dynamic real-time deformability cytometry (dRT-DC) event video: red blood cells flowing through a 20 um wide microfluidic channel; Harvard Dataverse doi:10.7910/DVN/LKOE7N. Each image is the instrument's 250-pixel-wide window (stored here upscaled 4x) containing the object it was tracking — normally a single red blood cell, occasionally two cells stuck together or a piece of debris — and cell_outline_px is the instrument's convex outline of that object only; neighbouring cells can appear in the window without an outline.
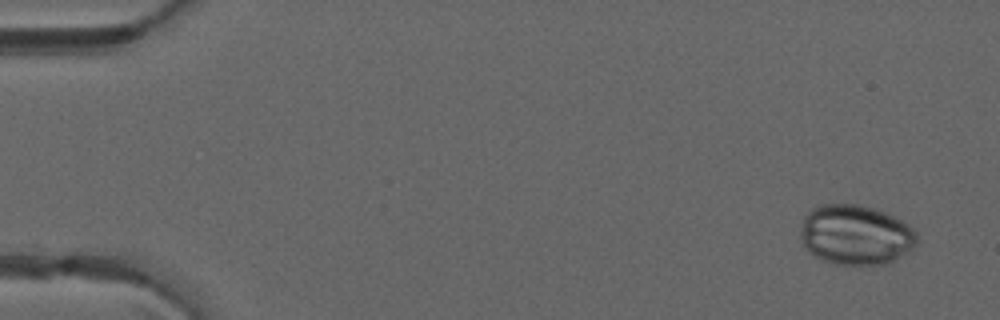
{"species": "common noctule bat (a hibernating species)", "species_latin": "Nyctalus noctula", "temperature_condition": "warm", "stored_images_in_passage": 48, "camera_frame_rate_fps": 3000, "um_per_image_px": 0.085, "animal": {"sex": "male", "forearm_length_mm": 52.5}, "frame": {"image": 1, "passage_image": 1, "time_ms": 0.0, "image_size_px": [1000, 320], "cell_outline_px": [[920, 244], [908, 252], [884, 264], [836, 264], [820, 260], [808, 252], [804, 248], [800, 236], [800, 228], [804, 216], [812, 208], [820, 204], [856, 204], [876, 208], [900, 220], [912, 228], [916, 232]], "centroid_in_image_um": [72.7, 19.96], "position_along_channel_um": 12.3, "area_um2": 41.04}}
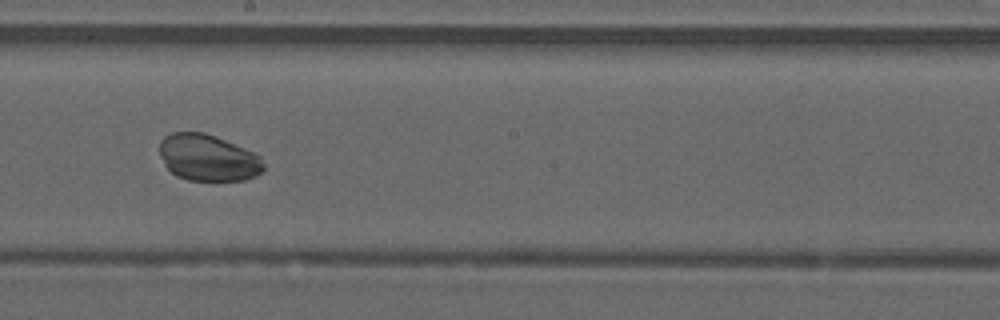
{"frame": {"image": 2, "passage_image": 27, "time_ms": 8.667, "image_size_px": [1000, 320], "cell_outline_px": [[264, 168], [256, 176], [244, 180], [188, 180], [176, 176], [164, 164], [160, 156], [160, 140], [164, 136], [172, 132], [204, 132], [216, 136], [256, 152], [260, 156], [264, 164]], "centroid_in_image_um": [17.69, 13.39], "position_along_channel_um": 230.5, "area_um2": 28.44}}
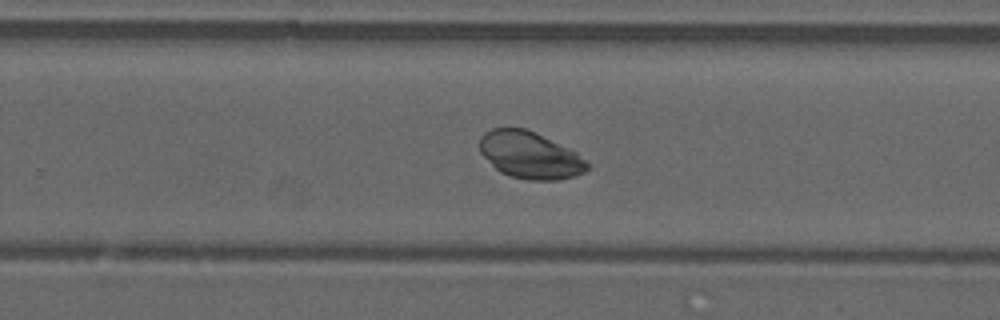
{"frame": {"image": 3, "passage_image": 31, "time_ms": 10.0, "image_size_px": [1000, 320], "cell_outline_px": [[588, 168], [584, 172], [576, 176], [556, 180], [528, 180], [508, 176], [500, 172], [480, 152], [480, 136], [484, 132], [492, 128], [524, 128], [536, 132], [576, 152], [588, 164]], "centroid_in_image_um": [45.03, 13.19], "position_along_channel_um": 284.8, "area_um2": 29.3}}